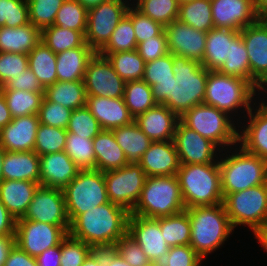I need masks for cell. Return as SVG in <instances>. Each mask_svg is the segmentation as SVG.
I'll list each match as a JSON object with an SVG mask.
<instances>
[{"instance_id": "cell-1", "label": "cell", "mask_w": 267, "mask_h": 266, "mask_svg": "<svg viewBox=\"0 0 267 266\" xmlns=\"http://www.w3.org/2000/svg\"><path fill=\"white\" fill-rule=\"evenodd\" d=\"M129 215L124 208L107 202L80 214L71 223L69 234L94 249L113 248L127 233Z\"/></svg>"}, {"instance_id": "cell-2", "label": "cell", "mask_w": 267, "mask_h": 266, "mask_svg": "<svg viewBox=\"0 0 267 266\" xmlns=\"http://www.w3.org/2000/svg\"><path fill=\"white\" fill-rule=\"evenodd\" d=\"M170 98L164 104L179 118L204 101L209 70L196 60L173 54Z\"/></svg>"}, {"instance_id": "cell-3", "label": "cell", "mask_w": 267, "mask_h": 266, "mask_svg": "<svg viewBox=\"0 0 267 266\" xmlns=\"http://www.w3.org/2000/svg\"><path fill=\"white\" fill-rule=\"evenodd\" d=\"M191 222L190 246L204 259L234 231L223 203L186 209Z\"/></svg>"}, {"instance_id": "cell-4", "label": "cell", "mask_w": 267, "mask_h": 266, "mask_svg": "<svg viewBox=\"0 0 267 266\" xmlns=\"http://www.w3.org/2000/svg\"><path fill=\"white\" fill-rule=\"evenodd\" d=\"M187 208L223 203L218 159L208 164H183L176 174Z\"/></svg>"}, {"instance_id": "cell-5", "label": "cell", "mask_w": 267, "mask_h": 266, "mask_svg": "<svg viewBox=\"0 0 267 266\" xmlns=\"http://www.w3.org/2000/svg\"><path fill=\"white\" fill-rule=\"evenodd\" d=\"M185 209L176 175L149 176L130 215L158 218L171 216Z\"/></svg>"}, {"instance_id": "cell-6", "label": "cell", "mask_w": 267, "mask_h": 266, "mask_svg": "<svg viewBox=\"0 0 267 266\" xmlns=\"http://www.w3.org/2000/svg\"><path fill=\"white\" fill-rule=\"evenodd\" d=\"M226 155L218 161L224 197L267 182V160L245 151L241 146L231 155Z\"/></svg>"}, {"instance_id": "cell-7", "label": "cell", "mask_w": 267, "mask_h": 266, "mask_svg": "<svg viewBox=\"0 0 267 266\" xmlns=\"http://www.w3.org/2000/svg\"><path fill=\"white\" fill-rule=\"evenodd\" d=\"M256 91L258 90L250 82L239 77L209 71L203 103L216 107L228 116L238 112L236 110L241 107L248 113Z\"/></svg>"}, {"instance_id": "cell-8", "label": "cell", "mask_w": 267, "mask_h": 266, "mask_svg": "<svg viewBox=\"0 0 267 266\" xmlns=\"http://www.w3.org/2000/svg\"><path fill=\"white\" fill-rule=\"evenodd\" d=\"M231 118L216 107L202 103L186 111L179 120L219 146V149H223L225 146H236L238 143L239 131Z\"/></svg>"}, {"instance_id": "cell-9", "label": "cell", "mask_w": 267, "mask_h": 266, "mask_svg": "<svg viewBox=\"0 0 267 266\" xmlns=\"http://www.w3.org/2000/svg\"><path fill=\"white\" fill-rule=\"evenodd\" d=\"M67 214L72 223L80 214L110 202L106 190L104 172L80 170L63 189Z\"/></svg>"}, {"instance_id": "cell-10", "label": "cell", "mask_w": 267, "mask_h": 266, "mask_svg": "<svg viewBox=\"0 0 267 266\" xmlns=\"http://www.w3.org/2000/svg\"><path fill=\"white\" fill-rule=\"evenodd\" d=\"M223 204L233 228L247 225L254 232L267 225V182L227 194Z\"/></svg>"}, {"instance_id": "cell-11", "label": "cell", "mask_w": 267, "mask_h": 266, "mask_svg": "<svg viewBox=\"0 0 267 266\" xmlns=\"http://www.w3.org/2000/svg\"><path fill=\"white\" fill-rule=\"evenodd\" d=\"M126 0H109L88 9L86 43L99 52L110 40L118 23L131 6Z\"/></svg>"}, {"instance_id": "cell-12", "label": "cell", "mask_w": 267, "mask_h": 266, "mask_svg": "<svg viewBox=\"0 0 267 266\" xmlns=\"http://www.w3.org/2000/svg\"><path fill=\"white\" fill-rule=\"evenodd\" d=\"M146 178L139 164H127L120 169L104 172L109 201L131 213L140 198Z\"/></svg>"}, {"instance_id": "cell-13", "label": "cell", "mask_w": 267, "mask_h": 266, "mask_svg": "<svg viewBox=\"0 0 267 266\" xmlns=\"http://www.w3.org/2000/svg\"><path fill=\"white\" fill-rule=\"evenodd\" d=\"M70 226H57L19 218L16 221L15 244L31 257L60 245L69 234Z\"/></svg>"}, {"instance_id": "cell-14", "label": "cell", "mask_w": 267, "mask_h": 266, "mask_svg": "<svg viewBox=\"0 0 267 266\" xmlns=\"http://www.w3.org/2000/svg\"><path fill=\"white\" fill-rule=\"evenodd\" d=\"M239 32L249 58L250 83L267 92V18H259Z\"/></svg>"}, {"instance_id": "cell-15", "label": "cell", "mask_w": 267, "mask_h": 266, "mask_svg": "<svg viewBox=\"0 0 267 266\" xmlns=\"http://www.w3.org/2000/svg\"><path fill=\"white\" fill-rule=\"evenodd\" d=\"M83 83L87 95L107 98L123 97L126 84L108 58L98 52L88 62Z\"/></svg>"}, {"instance_id": "cell-16", "label": "cell", "mask_w": 267, "mask_h": 266, "mask_svg": "<svg viewBox=\"0 0 267 266\" xmlns=\"http://www.w3.org/2000/svg\"><path fill=\"white\" fill-rule=\"evenodd\" d=\"M22 219L71 226L63 190L39 185Z\"/></svg>"}, {"instance_id": "cell-17", "label": "cell", "mask_w": 267, "mask_h": 266, "mask_svg": "<svg viewBox=\"0 0 267 266\" xmlns=\"http://www.w3.org/2000/svg\"><path fill=\"white\" fill-rule=\"evenodd\" d=\"M127 233L140 245L151 262L161 264L169 252L162 235L159 217L145 218L138 215H129Z\"/></svg>"}, {"instance_id": "cell-18", "label": "cell", "mask_w": 267, "mask_h": 266, "mask_svg": "<svg viewBox=\"0 0 267 266\" xmlns=\"http://www.w3.org/2000/svg\"><path fill=\"white\" fill-rule=\"evenodd\" d=\"M173 141L180 165L208 164L217 161L216 150L219 148L212 141L185 126L180 120L177 122Z\"/></svg>"}, {"instance_id": "cell-19", "label": "cell", "mask_w": 267, "mask_h": 266, "mask_svg": "<svg viewBox=\"0 0 267 266\" xmlns=\"http://www.w3.org/2000/svg\"><path fill=\"white\" fill-rule=\"evenodd\" d=\"M165 32L171 54L202 63L207 32L197 30L178 20L165 26Z\"/></svg>"}, {"instance_id": "cell-20", "label": "cell", "mask_w": 267, "mask_h": 266, "mask_svg": "<svg viewBox=\"0 0 267 266\" xmlns=\"http://www.w3.org/2000/svg\"><path fill=\"white\" fill-rule=\"evenodd\" d=\"M211 11L215 28L240 31L259 19L252 0H211Z\"/></svg>"}, {"instance_id": "cell-21", "label": "cell", "mask_w": 267, "mask_h": 266, "mask_svg": "<svg viewBox=\"0 0 267 266\" xmlns=\"http://www.w3.org/2000/svg\"><path fill=\"white\" fill-rule=\"evenodd\" d=\"M39 124L38 115L12 118L0 130V145L7 152L34 151Z\"/></svg>"}, {"instance_id": "cell-22", "label": "cell", "mask_w": 267, "mask_h": 266, "mask_svg": "<svg viewBox=\"0 0 267 266\" xmlns=\"http://www.w3.org/2000/svg\"><path fill=\"white\" fill-rule=\"evenodd\" d=\"M86 107L98 121L102 130H112L134 121L123 97L107 98L87 95Z\"/></svg>"}, {"instance_id": "cell-23", "label": "cell", "mask_w": 267, "mask_h": 266, "mask_svg": "<svg viewBox=\"0 0 267 266\" xmlns=\"http://www.w3.org/2000/svg\"><path fill=\"white\" fill-rule=\"evenodd\" d=\"M138 164L147 177L176 175L180 162L174 141L152 142Z\"/></svg>"}, {"instance_id": "cell-24", "label": "cell", "mask_w": 267, "mask_h": 266, "mask_svg": "<svg viewBox=\"0 0 267 266\" xmlns=\"http://www.w3.org/2000/svg\"><path fill=\"white\" fill-rule=\"evenodd\" d=\"M134 121L152 142H159L174 139L179 117L164 104H156Z\"/></svg>"}, {"instance_id": "cell-25", "label": "cell", "mask_w": 267, "mask_h": 266, "mask_svg": "<svg viewBox=\"0 0 267 266\" xmlns=\"http://www.w3.org/2000/svg\"><path fill=\"white\" fill-rule=\"evenodd\" d=\"M39 166L40 185L62 190L80 171L64 151L40 156Z\"/></svg>"}, {"instance_id": "cell-26", "label": "cell", "mask_w": 267, "mask_h": 266, "mask_svg": "<svg viewBox=\"0 0 267 266\" xmlns=\"http://www.w3.org/2000/svg\"><path fill=\"white\" fill-rule=\"evenodd\" d=\"M257 107L254 113L252 108L247 113L250 121L238 132V143L245 151L267 160V108L262 103Z\"/></svg>"}, {"instance_id": "cell-27", "label": "cell", "mask_w": 267, "mask_h": 266, "mask_svg": "<svg viewBox=\"0 0 267 266\" xmlns=\"http://www.w3.org/2000/svg\"><path fill=\"white\" fill-rule=\"evenodd\" d=\"M40 184L33 181L2 180L0 200L14 218H22Z\"/></svg>"}, {"instance_id": "cell-28", "label": "cell", "mask_w": 267, "mask_h": 266, "mask_svg": "<svg viewBox=\"0 0 267 266\" xmlns=\"http://www.w3.org/2000/svg\"><path fill=\"white\" fill-rule=\"evenodd\" d=\"M34 151L5 152L3 160L4 180L33 181L40 184V166Z\"/></svg>"}, {"instance_id": "cell-29", "label": "cell", "mask_w": 267, "mask_h": 266, "mask_svg": "<svg viewBox=\"0 0 267 266\" xmlns=\"http://www.w3.org/2000/svg\"><path fill=\"white\" fill-rule=\"evenodd\" d=\"M96 52L90 46H79L56 54L57 81H78Z\"/></svg>"}, {"instance_id": "cell-30", "label": "cell", "mask_w": 267, "mask_h": 266, "mask_svg": "<svg viewBox=\"0 0 267 266\" xmlns=\"http://www.w3.org/2000/svg\"><path fill=\"white\" fill-rule=\"evenodd\" d=\"M238 33L232 29L215 27L207 32L201 65L209 71H218L229 58L230 40Z\"/></svg>"}, {"instance_id": "cell-31", "label": "cell", "mask_w": 267, "mask_h": 266, "mask_svg": "<svg viewBox=\"0 0 267 266\" xmlns=\"http://www.w3.org/2000/svg\"><path fill=\"white\" fill-rule=\"evenodd\" d=\"M96 170L106 172L120 169L128 164L127 158L117 144L112 130H102L93 138Z\"/></svg>"}, {"instance_id": "cell-32", "label": "cell", "mask_w": 267, "mask_h": 266, "mask_svg": "<svg viewBox=\"0 0 267 266\" xmlns=\"http://www.w3.org/2000/svg\"><path fill=\"white\" fill-rule=\"evenodd\" d=\"M41 41V31L28 23L19 27H0V52L27 54Z\"/></svg>"}, {"instance_id": "cell-33", "label": "cell", "mask_w": 267, "mask_h": 266, "mask_svg": "<svg viewBox=\"0 0 267 266\" xmlns=\"http://www.w3.org/2000/svg\"><path fill=\"white\" fill-rule=\"evenodd\" d=\"M117 144L123 150L128 164H138L152 141L133 121L129 125L112 129Z\"/></svg>"}, {"instance_id": "cell-34", "label": "cell", "mask_w": 267, "mask_h": 266, "mask_svg": "<svg viewBox=\"0 0 267 266\" xmlns=\"http://www.w3.org/2000/svg\"><path fill=\"white\" fill-rule=\"evenodd\" d=\"M44 97L71 110L86 106L87 101L83 80L56 81L45 88Z\"/></svg>"}, {"instance_id": "cell-35", "label": "cell", "mask_w": 267, "mask_h": 266, "mask_svg": "<svg viewBox=\"0 0 267 266\" xmlns=\"http://www.w3.org/2000/svg\"><path fill=\"white\" fill-rule=\"evenodd\" d=\"M28 67L44 88L57 81L56 54L42 41L28 53Z\"/></svg>"}, {"instance_id": "cell-36", "label": "cell", "mask_w": 267, "mask_h": 266, "mask_svg": "<svg viewBox=\"0 0 267 266\" xmlns=\"http://www.w3.org/2000/svg\"><path fill=\"white\" fill-rule=\"evenodd\" d=\"M13 118L28 115H38L44 98V91H25L15 89H0Z\"/></svg>"}, {"instance_id": "cell-37", "label": "cell", "mask_w": 267, "mask_h": 266, "mask_svg": "<svg viewBox=\"0 0 267 266\" xmlns=\"http://www.w3.org/2000/svg\"><path fill=\"white\" fill-rule=\"evenodd\" d=\"M159 225L169 247L190 244L191 222L186 209L171 216L159 217Z\"/></svg>"}, {"instance_id": "cell-38", "label": "cell", "mask_w": 267, "mask_h": 266, "mask_svg": "<svg viewBox=\"0 0 267 266\" xmlns=\"http://www.w3.org/2000/svg\"><path fill=\"white\" fill-rule=\"evenodd\" d=\"M177 20L197 30L209 32L214 28L211 0H194L179 5Z\"/></svg>"}, {"instance_id": "cell-39", "label": "cell", "mask_w": 267, "mask_h": 266, "mask_svg": "<svg viewBox=\"0 0 267 266\" xmlns=\"http://www.w3.org/2000/svg\"><path fill=\"white\" fill-rule=\"evenodd\" d=\"M41 41L55 54L79 46H89L82 32L55 25L41 31Z\"/></svg>"}, {"instance_id": "cell-40", "label": "cell", "mask_w": 267, "mask_h": 266, "mask_svg": "<svg viewBox=\"0 0 267 266\" xmlns=\"http://www.w3.org/2000/svg\"><path fill=\"white\" fill-rule=\"evenodd\" d=\"M108 58L116 73L125 81L142 80L145 61L137 50L116 53H99Z\"/></svg>"}, {"instance_id": "cell-41", "label": "cell", "mask_w": 267, "mask_h": 266, "mask_svg": "<svg viewBox=\"0 0 267 266\" xmlns=\"http://www.w3.org/2000/svg\"><path fill=\"white\" fill-rule=\"evenodd\" d=\"M123 100L134 119L157 104L151 86L143 79L126 82Z\"/></svg>"}, {"instance_id": "cell-42", "label": "cell", "mask_w": 267, "mask_h": 266, "mask_svg": "<svg viewBox=\"0 0 267 266\" xmlns=\"http://www.w3.org/2000/svg\"><path fill=\"white\" fill-rule=\"evenodd\" d=\"M218 71L250 82L249 58L240 32L230 40L229 58L224 61Z\"/></svg>"}, {"instance_id": "cell-43", "label": "cell", "mask_w": 267, "mask_h": 266, "mask_svg": "<svg viewBox=\"0 0 267 266\" xmlns=\"http://www.w3.org/2000/svg\"><path fill=\"white\" fill-rule=\"evenodd\" d=\"M80 170H96V157L93 139H85L75 133L67 132L63 150Z\"/></svg>"}, {"instance_id": "cell-44", "label": "cell", "mask_w": 267, "mask_h": 266, "mask_svg": "<svg viewBox=\"0 0 267 266\" xmlns=\"http://www.w3.org/2000/svg\"><path fill=\"white\" fill-rule=\"evenodd\" d=\"M88 9L78 0H65L56 14L55 26L80 31L85 35Z\"/></svg>"}, {"instance_id": "cell-45", "label": "cell", "mask_w": 267, "mask_h": 266, "mask_svg": "<svg viewBox=\"0 0 267 266\" xmlns=\"http://www.w3.org/2000/svg\"><path fill=\"white\" fill-rule=\"evenodd\" d=\"M133 5L142 14L149 16L164 27L177 20L179 4L177 0H136Z\"/></svg>"}, {"instance_id": "cell-46", "label": "cell", "mask_w": 267, "mask_h": 266, "mask_svg": "<svg viewBox=\"0 0 267 266\" xmlns=\"http://www.w3.org/2000/svg\"><path fill=\"white\" fill-rule=\"evenodd\" d=\"M66 138V129L40 123L36 133L34 152L38 156L62 152L66 144Z\"/></svg>"}, {"instance_id": "cell-47", "label": "cell", "mask_w": 267, "mask_h": 266, "mask_svg": "<svg viewBox=\"0 0 267 266\" xmlns=\"http://www.w3.org/2000/svg\"><path fill=\"white\" fill-rule=\"evenodd\" d=\"M137 48V40L133 23L125 15L113 31L110 40L98 53H116L133 51Z\"/></svg>"}, {"instance_id": "cell-48", "label": "cell", "mask_w": 267, "mask_h": 266, "mask_svg": "<svg viewBox=\"0 0 267 266\" xmlns=\"http://www.w3.org/2000/svg\"><path fill=\"white\" fill-rule=\"evenodd\" d=\"M65 0H28L29 20L42 31L54 24L56 14Z\"/></svg>"}, {"instance_id": "cell-49", "label": "cell", "mask_w": 267, "mask_h": 266, "mask_svg": "<svg viewBox=\"0 0 267 266\" xmlns=\"http://www.w3.org/2000/svg\"><path fill=\"white\" fill-rule=\"evenodd\" d=\"M66 130L85 139H93L102 128L89 109L84 106L72 111Z\"/></svg>"}, {"instance_id": "cell-50", "label": "cell", "mask_w": 267, "mask_h": 266, "mask_svg": "<svg viewBox=\"0 0 267 266\" xmlns=\"http://www.w3.org/2000/svg\"><path fill=\"white\" fill-rule=\"evenodd\" d=\"M30 23L25 0H0V27H19Z\"/></svg>"}, {"instance_id": "cell-51", "label": "cell", "mask_w": 267, "mask_h": 266, "mask_svg": "<svg viewBox=\"0 0 267 266\" xmlns=\"http://www.w3.org/2000/svg\"><path fill=\"white\" fill-rule=\"evenodd\" d=\"M93 247L68 234L61 242L60 266H81Z\"/></svg>"}, {"instance_id": "cell-52", "label": "cell", "mask_w": 267, "mask_h": 266, "mask_svg": "<svg viewBox=\"0 0 267 266\" xmlns=\"http://www.w3.org/2000/svg\"><path fill=\"white\" fill-rule=\"evenodd\" d=\"M131 6L132 7H129L126 15L133 23L137 44L152 36H158L165 30V27L162 24L152 20L149 16L142 14L134 7V5H132V3Z\"/></svg>"}, {"instance_id": "cell-53", "label": "cell", "mask_w": 267, "mask_h": 266, "mask_svg": "<svg viewBox=\"0 0 267 266\" xmlns=\"http://www.w3.org/2000/svg\"><path fill=\"white\" fill-rule=\"evenodd\" d=\"M73 110L48 101L45 97L39 108L38 117L41 124L66 129Z\"/></svg>"}, {"instance_id": "cell-54", "label": "cell", "mask_w": 267, "mask_h": 266, "mask_svg": "<svg viewBox=\"0 0 267 266\" xmlns=\"http://www.w3.org/2000/svg\"><path fill=\"white\" fill-rule=\"evenodd\" d=\"M28 68V55L0 52V87L5 86Z\"/></svg>"}, {"instance_id": "cell-55", "label": "cell", "mask_w": 267, "mask_h": 266, "mask_svg": "<svg viewBox=\"0 0 267 266\" xmlns=\"http://www.w3.org/2000/svg\"><path fill=\"white\" fill-rule=\"evenodd\" d=\"M173 54L157 58L156 60L145 63L143 80L150 86L157 84V81L172 80L173 73Z\"/></svg>"}, {"instance_id": "cell-56", "label": "cell", "mask_w": 267, "mask_h": 266, "mask_svg": "<svg viewBox=\"0 0 267 266\" xmlns=\"http://www.w3.org/2000/svg\"><path fill=\"white\" fill-rule=\"evenodd\" d=\"M113 249L131 266H143L150 262L140 245L128 233L118 239Z\"/></svg>"}, {"instance_id": "cell-57", "label": "cell", "mask_w": 267, "mask_h": 266, "mask_svg": "<svg viewBox=\"0 0 267 266\" xmlns=\"http://www.w3.org/2000/svg\"><path fill=\"white\" fill-rule=\"evenodd\" d=\"M202 258L190 245L170 247L161 266H201Z\"/></svg>"}, {"instance_id": "cell-58", "label": "cell", "mask_w": 267, "mask_h": 266, "mask_svg": "<svg viewBox=\"0 0 267 266\" xmlns=\"http://www.w3.org/2000/svg\"><path fill=\"white\" fill-rule=\"evenodd\" d=\"M136 50L144 59L145 63L156 60L157 58L170 53L165 30L158 36H152L149 39L138 43Z\"/></svg>"}, {"instance_id": "cell-59", "label": "cell", "mask_w": 267, "mask_h": 266, "mask_svg": "<svg viewBox=\"0 0 267 266\" xmlns=\"http://www.w3.org/2000/svg\"><path fill=\"white\" fill-rule=\"evenodd\" d=\"M0 89H19L32 92L45 90L29 67L19 76L13 77L12 80H10L5 86L0 87Z\"/></svg>"}, {"instance_id": "cell-60", "label": "cell", "mask_w": 267, "mask_h": 266, "mask_svg": "<svg viewBox=\"0 0 267 266\" xmlns=\"http://www.w3.org/2000/svg\"><path fill=\"white\" fill-rule=\"evenodd\" d=\"M4 266H38L35 257H31L16 244L10 250Z\"/></svg>"}, {"instance_id": "cell-61", "label": "cell", "mask_w": 267, "mask_h": 266, "mask_svg": "<svg viewBox=\"0 0 267 266\" xmlns=\"http://www.w3.org/2000/svg\"><path fill=\"white\" fill-rule=\"evenodd\" d=\"M61 243L43 251L36 257L38 266H60Z\"/></svg>"}, {"instance_id": "cell-62", "label": "cell", "mask_w": 267, "mask_h": 266, "mask_svg": "<svg viewBox=\"0 0 267 266\" xmlns=\"http://www.w3.org/2000/svg\"><path fill=\"white\" fill-rule=\"evenodd\" d=\"M16 221L0 200V235H15Z\"/></svg>"}, {"instance_id": "cell-63", "label": "cell", "mask_w": 267, "mask_h": 266, "mask_svg": "<svg viewBox=\"0 0 267 266\" xmlns=\"http://www.w3.org/2000/svg\"><path fill=\"white\" fill-rule=\"evenodd\" d=\"M171 80L157 81V84L151 85L153 99L157 104H165L170 98Z\"/></svg>"}, {"instance_id": "cell-64", "label": "cell", "mask_w": 267, "mask_h": 266, "mask_svg": "<svg viewBox=\"0 0 267 266\" xmlns=\"http://www.w3.org/2000/svg\"><path fill=\"white\" fill-rule=\"evenodd\" d=\"M104 266H131L113 248L103 249Z\"/></svg>"}, {"instance_id": "cell-65", "label": "cell", "mask_w": 267, "mask_h": 266, "mask_svg": "<svg viewBox=\"0 0 267 266\" xmlns=\"http://www.w3.org/2000/svg\"><path fill=\"white\" fill-rule=\"evenodd\" d=\"M15 245V235H0V266H4L10 250Z\"/></svg>"}, {"instance_id": "cell-66", "label": "cell", "mask_w": 267, "mask_h": 266, "mask_svg": "<svg viewBox=\"0 0 267 266\" xmlns=\"http://www.w3.org/2000/svg\"><path fill=\"white\" fill-rule=\"evenodd\" d=\"M12 118L13 117L8 109L5 98L0 91V130L10 123Z\"/></svg>"}, {"instance_id": "cell-67", "label": "cell", "mask_w": 267, "mask_h": 266, "mask_svg": "<svg viewBox=\"0 0 267 266\" xmlns=\"http://www.w3.org/2000/svg\"><path fill=\"white\" fill-rule=\"evenodd\" d=\"M81 266H104L103 249H94L85 259Z\"/></svg>"}, {"instance_id": "cell-68", "label": "cell", "mask_w": 267, "mask_h": 266, "mask_svg": "<svg viewBox=\"0 0 267 266\" xmlns=\"http://www.w3.org/2000/svg\"><path fill=\"white\" fill-rule=\"evenodd\" d=\"M256 15L259 18H267V0H252Z\"/></svg>"}, {"instance_id": "cell-69", "label": "cell", "mask_w": 267, "mask_h": 266, "mask_svg": "<svg viewBox=\"0 0 267 266\" xmlns=\"http://www.w3.org/2000/svg\"><path fill=\"white\" fill-rule=\"evenodd\" d=\"M253 233L255 238L258 240V243H260L267 252V225L256 229Z\"/></svg>"}, {"instance_id": "cell-70", "label": "cell", "mask_w": 267, "mask_h": 266, "mask_svg": "<svg viewBox=\"0 0 267 266\" xmlns=\"http://www.w3.org/2000/svg\"><path fill=\"white\" fill-rule=\"evenodd\" d=\"M87 9L109 0H78Z\"/></svg>"}, {"instance_id": "cell-71", "label": "cell", "mask_w": 267, "mask_h": 266, "mask_svg": "<svg viewBox=\"0 0 267 266\" xmlns=\"http://www.w3.org/2000/svg\"><path fill=\"white\" fill-rule=\"evenodd\" d=\"M5 152L6 151L0 145V182L3 180V160Z\"/></svg>"}, {"instance_id": "cell-72", "label": "cell", "mask_w": 267, "mask_h": 266, "mask_svg": "<svg viewBox=\"0 0 267 266\" xmlns=\"http://www.w3.org/2000/svg\"><path fill=\"white\" fill-rule=\"evenodd\" d=\"M143 266H161V264H159V263H156V262H149V263H147V264H145V265H143Z\"/></svg>"}, {"instance_id": "cell-73", "label": "cell", "mask_w": 267, "mask_h": 266, "mask_svg": "<svg viewBox=\"0 0 267 266\" xmlns=\"http://www.w3.org/2000/svg\"><path fill=\"white\" fill-rule=\"evenodd\" d=\"M190 1H194V0H177L179 5L186 3V2H190Z\"/></svg>"}, {"instance_id": "cell-74", "label": "cell", "mask_w": 267, "mask_h": 266, "mask_svg": "<svg viewBox=\"0 0 267 266\" xmlns=\"http://www.w3.org/2000/svg\"><path fill=\"white\" fill-rule=\"evenodd\" d=\"M261 103L267 108V102L263 101Z\"/></svg>"}]
</instances>
